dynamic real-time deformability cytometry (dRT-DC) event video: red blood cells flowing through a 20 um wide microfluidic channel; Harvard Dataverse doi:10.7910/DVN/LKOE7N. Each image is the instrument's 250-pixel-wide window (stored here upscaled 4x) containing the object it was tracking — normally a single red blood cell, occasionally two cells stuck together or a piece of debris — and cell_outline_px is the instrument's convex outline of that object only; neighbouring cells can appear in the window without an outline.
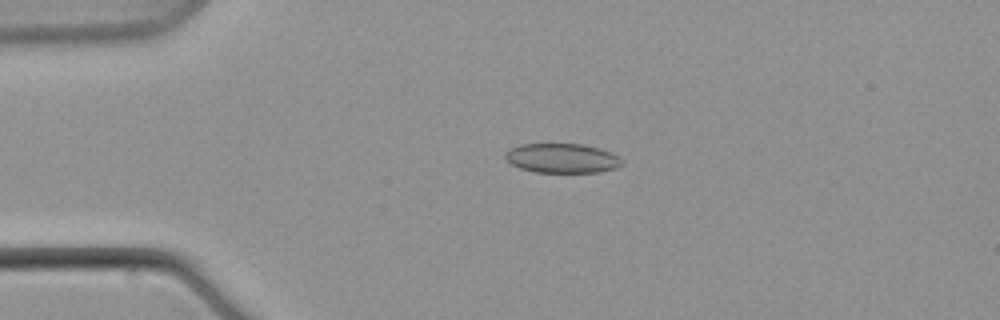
{"species": "common noctule bat (a hibernating species)", "species_latin": "Nyctalus noctula", "temperature_condition": "warm", "stored_images_in_passage": 8, "camera_frame_rate_fps": 3000, "um_per_image_px": 0.085, "animal": {"sex": "male", "body_mass_g": 21.5, "forearm_length_mm": 52.0}, "frame": {"image": 1, "passage_image": 5, "time_ms": 5.667, "image_size_px": [1000, 320], "cell_outline_px": [[624, 164], [616, 168], [600, 172], [536, 172], [520, 168], [512, 164], [504, 156], [504, 152], [520, 144], [580, 144], [600, 148], [612, 152], [624, 160]], "centroid_in_image_um": [47.82, 13.45], "position_along_channel_um": 37.2, "area_um2": 20.11}}
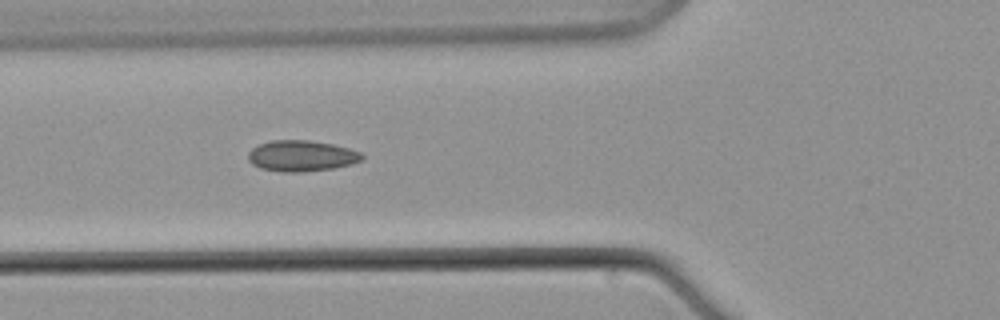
{"frame": {"image": 2, "passage_image": 8, "time_ms": 9.333, "image_size_px": [1000, 320], "cell_outline_px": [[364, 156], [360, 160], [352, 164], [332, 168], [300, 172], [284, 172], [260, 168], [252, 164], [248, 160], [248, 152], [252, 148], [260, 144], [272, 140], [308, 140], [332, 144], [348, 148], [360, 152]], "centroid_in_image_um": [25.6, 13.25], "position_along_channel_um": 100.2, "area_um2": 20.4}}